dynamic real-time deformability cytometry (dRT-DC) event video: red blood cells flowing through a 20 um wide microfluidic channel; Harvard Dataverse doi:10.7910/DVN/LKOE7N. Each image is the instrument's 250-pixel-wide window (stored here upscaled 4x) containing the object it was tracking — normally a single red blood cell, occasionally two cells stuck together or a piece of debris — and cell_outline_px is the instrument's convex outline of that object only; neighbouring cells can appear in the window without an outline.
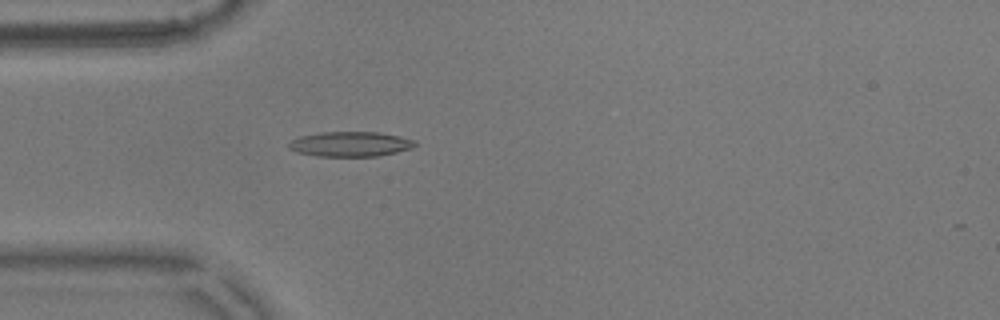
{"species": "common noctule bat (a hibernating species)", "species_latin": "Nyctalus noctula", "temperature_condition": "warm", "stored_images_in_passage": 47, "camera_frame_rate_fps": 3000, "um_per_image_px": 0.085, "animal": {"sex": "male", "body_mass_g": 17.9}, "frame": {"image": 1, "passage_image": 7, "time_ms": 2.0, "image_size_px": [1000, 320], "cell_outline_px": [[416, 144], [412, 148], [380, 156], [316, 156], [296, 152], [288, 148], [288, 144], [292, 140], [300, 136], [320, 132], [380, 132], [400, 136], [416, 140]], "centroid_in_image_um": [29.79, 12.24], "position_along_channel_um": 55.2, "area_um2": 18.44}}
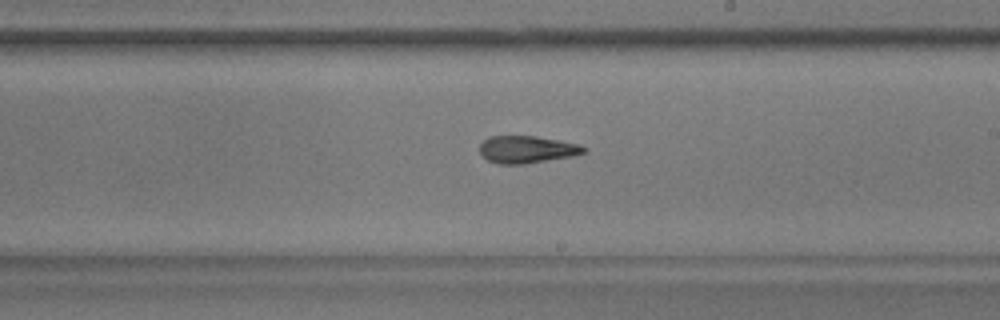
{"frame": {"image": 2, "passage_image": 23, "time_ms": 7.333, "image_size_px": [1000, 320], "cell_outline_px": [[588, 152], [572, 156], [524, 164], [500, 164], [488, 160], [480, 152], [480, 144], [484, 140], [492, 136], [536, 136], [580, 144], [588, 148]], "centroid_in_image_um": [44.83, 12.7], "position_along_channel_um": 244.2, "area_um2": 16.53}}
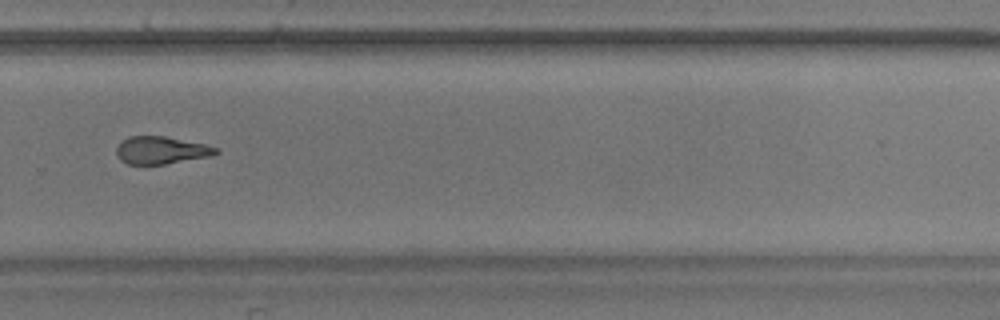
{"frame": {"image": 3, "passage_image": 29, "time_ms": 9.333, "image_size_px": [1000, 320], "cell_outline_px": [[220, 152], [212, 156], [164, 164], [128, 164], [120, 160], [116, 152], [116, 148], [128, 136], [164, 136], [204, 144], [220, 148]], "centroid_in_image_um": [13.73, 12.77], "position_along_channel_um": 316.1, "area_um2": 15.9}, "authors_computed_cell_mechanics": {"area_um2": 16.9354, "velocity_mm_per_s": 3.6099, "shape_relaxation_time_tau1_ms": 7.5159, "shape_relaxation_time_tau2_ms": 4.8013, "deformation_change_tau1": 0.2569, "deformation_change_tau2": 0.1617}}